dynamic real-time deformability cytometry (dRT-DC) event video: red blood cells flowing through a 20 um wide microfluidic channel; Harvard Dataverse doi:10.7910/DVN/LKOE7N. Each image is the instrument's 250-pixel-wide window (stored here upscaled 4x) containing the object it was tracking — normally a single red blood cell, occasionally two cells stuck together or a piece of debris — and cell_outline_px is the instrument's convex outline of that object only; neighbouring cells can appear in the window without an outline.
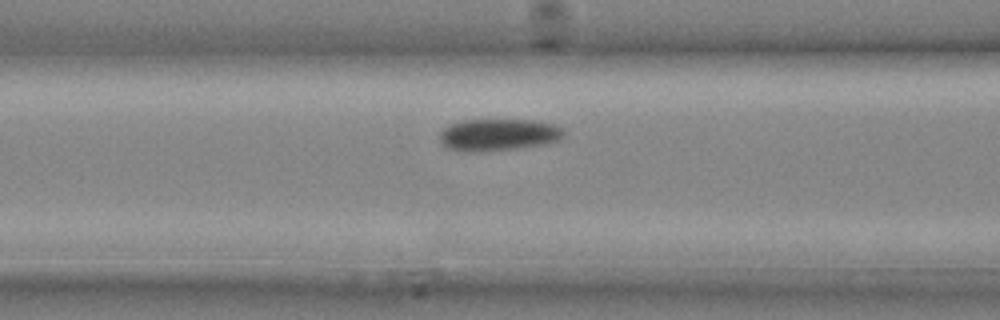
{"species": "common noctule bat (a hibernating species)", "species_latin": "Nyctalus noctula", "temperature_condition": "cold", "stored_images_in_passage": 7, "camera_frame_rate_fps": 3000, "um_per_image_px": 0.085, "animal": {"sex": "male", "body_mass_g": 20.4}, "frame": {"image": 1, "passage_image": 6, "time_ms": 1.667, "image_size_px": [1000, 320], "cell_outline_px": [[564, 136], [560, 140], [544, 144], [516, 148], [484, 152], [456, 152], [444, 148], [440, 144], [440, 132], [448, 124], [464, 120], [532, 120], [556, 124], [564, 128]], "centroid_in_image_um": [42.32, 11.47], "position_along_channel_um": 124.3, "area_um2": 23.7}}